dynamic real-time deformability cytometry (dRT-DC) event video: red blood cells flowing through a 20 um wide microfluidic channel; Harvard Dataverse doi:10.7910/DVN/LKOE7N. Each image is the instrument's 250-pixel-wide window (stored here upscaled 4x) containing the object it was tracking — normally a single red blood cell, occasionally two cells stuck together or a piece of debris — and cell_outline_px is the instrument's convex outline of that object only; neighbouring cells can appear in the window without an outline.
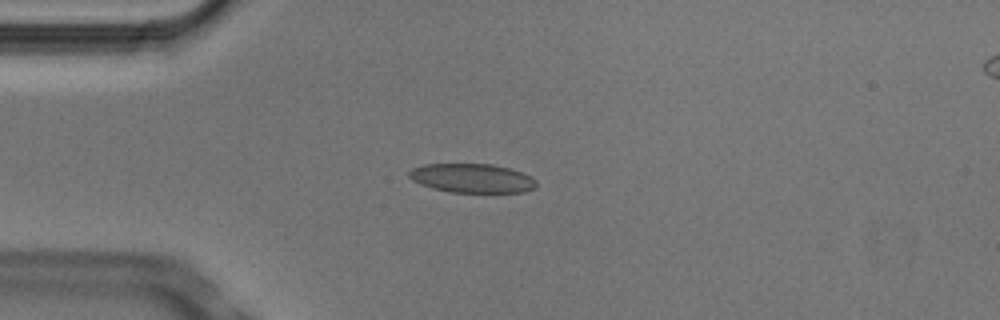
{"species": "Egyptian fruit bat (a non-hibernating species)", "species_latin": "Rousettus aegyptiacus", "temperature_condition": "cold", "stored_images_in_passage": 5, "camera_frame_rate_fps": 3000, "um_per_image_px": 0.085, "animal": {"sex": "male"}, "frame": {"image": 1, "passage_image": 4, "time_ms": 1.0, "image_size_px": [1000, 320], "cell_outline_px": [[536, 184], [532, 188], [524, 192], [448, 192], [432, 188], [420, 184], [412, 180], [408, 176], [408, 172], [412, 168], [424, 164], [492, 164], [508, 168], [532, 176], [536, 180]], "centroid_in_image_um": [40.09, 15.14], "position_along_channel_um": 44.9, "area_um2": 21.5}}